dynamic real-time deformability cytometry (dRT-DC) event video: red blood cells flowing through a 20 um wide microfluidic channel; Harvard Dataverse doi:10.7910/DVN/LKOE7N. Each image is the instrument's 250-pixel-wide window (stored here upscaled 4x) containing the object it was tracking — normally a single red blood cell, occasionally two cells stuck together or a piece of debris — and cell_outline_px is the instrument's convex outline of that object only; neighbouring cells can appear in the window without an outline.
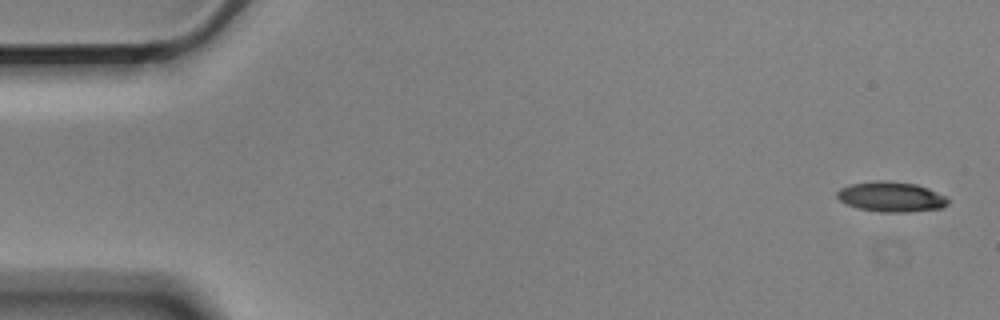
{"species": "Egyptian fruit bat (a non-hibernating species)", "species_latin": "Rousettus aegyptiacus", "temperature_condition": "cold", "stored_images_in_passage": 5, "camera_frame_rate_fps": 3000, "um_per_image_px": 0.085, "animal": {"sex": "male"}, "frame": {"image": 1, "passage_image": 1, "time_ms": 0.0, "image_size_px": [1000, 320], "cell_outline_px": [[948, 204], [940, 208], [908, 212], [880, 212], [856, 208], [840, 200], [836, 196], [836, 192], [840, 188], [848, 184], [876, 180], [888, 180], [916, 184], [928, 188], [944, 196], [948, 200]], "centroid_in_image_um": [75.7, 16.71], "position_along_channel_um": 9.3, "area_um2": 19.54}}
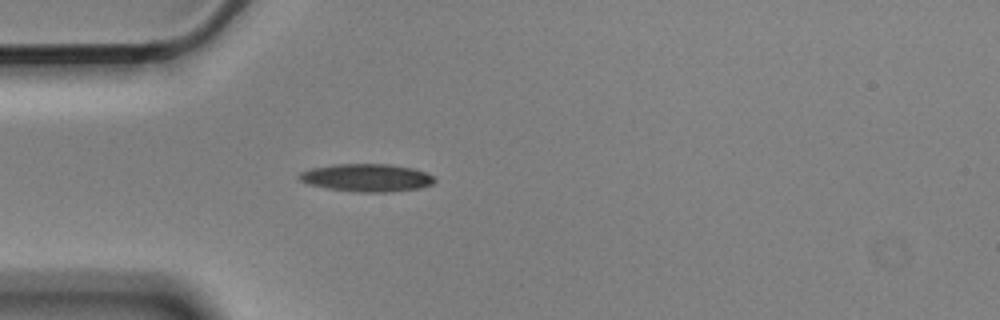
{"frame": {"image": 2, "passage_image": 5, "time_ms": 1.333, "image_size_px": [1000, 320], "cell_outline_px": [[436, 180], [432, 184], [420, 188], [388, 192], [356, 192], [328, 188], [308, 184], [300, 180], [296, 176], [300, 172], [312, 168], [332, 164], [392, 164], [412, 168], [424, 172], [432, 176]], "centroid_in_image_um": [31.15, 15.1], "position_along_channel_um": 53.9, "area_um2": 21.91}}